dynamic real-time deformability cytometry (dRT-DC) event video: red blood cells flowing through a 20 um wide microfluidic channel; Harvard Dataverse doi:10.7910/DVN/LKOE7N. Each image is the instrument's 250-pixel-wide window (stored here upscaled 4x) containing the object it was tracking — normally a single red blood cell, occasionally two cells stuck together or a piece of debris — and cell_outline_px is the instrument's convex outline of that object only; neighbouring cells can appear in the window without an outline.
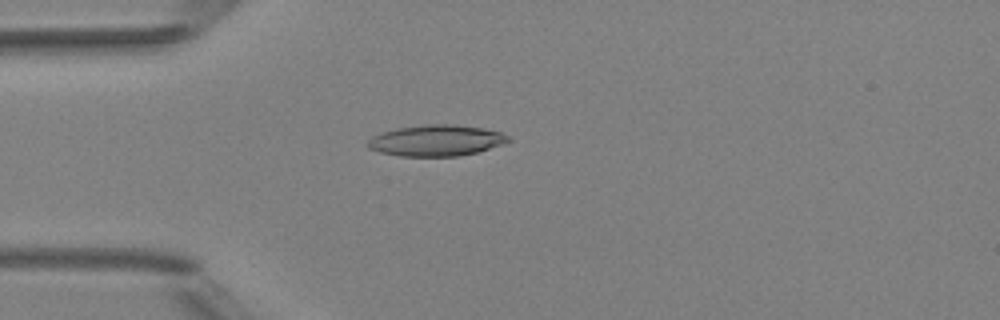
{"species": "Egyptian fruit bat (a non-hibernating species)", "species_latin": "Rousettus aegyptiacus", "temperature_condition": "room temperature", "stored_images_in_passage": 2, "camera_frame_rate_fps": 3000, "um_per_image_px": 0.085, "animal": {"sex": "female"}, "frame": {"image": 1, "passage_image": 1, "time_ms": 0.0, "image_size_px": [1000, 320], "cell_outline_px": [[512, 140], [476, 152], [460, 156], [400, 156], [380, 152], [368, 148], [364, 144], [372, 136], [380, 132], [396, 128], [428, 124], [452, 124], [484, 128], [500, 132], [508, 136]], "centroid_in_image_um": [37.02, 11.93], "position_along_channel_um": 48.0, "area_um2": 25.49}}